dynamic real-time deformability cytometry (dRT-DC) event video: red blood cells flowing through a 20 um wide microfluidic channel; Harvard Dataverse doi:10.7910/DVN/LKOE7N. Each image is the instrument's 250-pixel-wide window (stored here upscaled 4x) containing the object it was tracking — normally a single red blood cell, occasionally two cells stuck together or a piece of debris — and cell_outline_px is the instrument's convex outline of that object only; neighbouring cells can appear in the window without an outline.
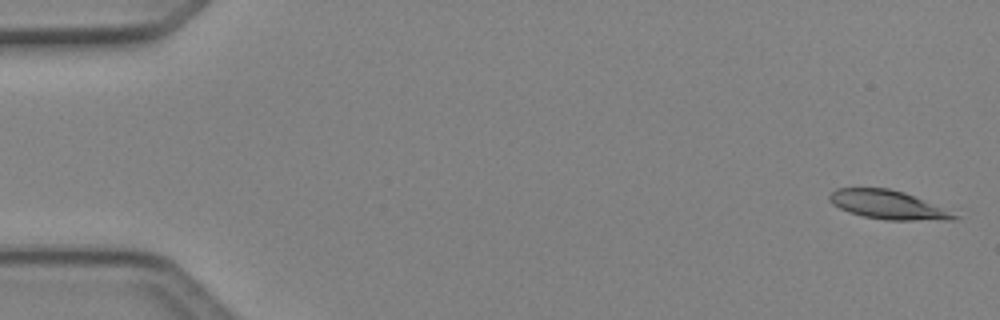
{"species": "Egyptian fruit bat (a non-hibernating species)", "species_latin": "Rousettus aegyptiacus", "temperature_condition": "cold", "stored_images_in_passage": 4, "camera_frame_rate_fps": 3000, "um_per_image_px": 0.085, "animal": {"sex": "female"}, "frame": {"image": 1, "passage_image": 1, "time_ms": 0.0, "image_size_px": [1000, 320], "cell_outline_px": [[960, 216], [956, 220], [884, 220], [864, 216], [848, 212], [832, 204], [828, 200], [828, 196], [836, 188], [888, 188], [904, 192]], "centroid_in_image_um": [75.42, 17.41], "position_along_channel_um": 9.6, "area_um2": 20.63}}
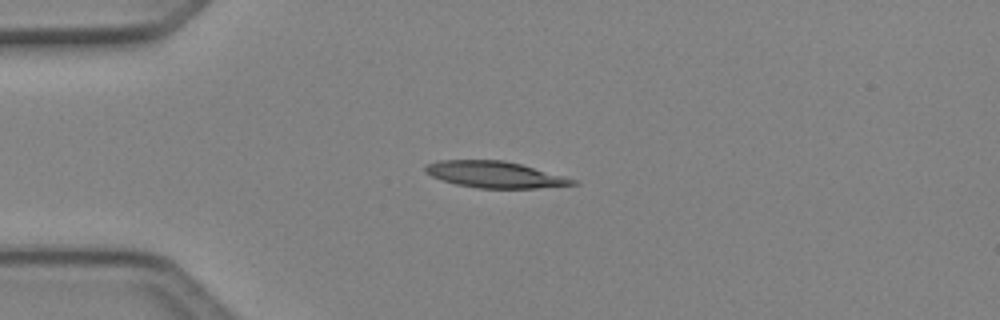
{"frame": {"image": 2, "passage_image": 4, "time_ms": 1.0, "image_size_px": [1000, 320], "cell_outline_px": [[580, 184], [536, 188], [476, 188], [456, 184], [432, 176], [424, 172], [424, 164], [436, 160], [504, 160], [520, 164], [576, 180]], "centroid_in_image_um": [42.0, 14.83], "position_along_channel_um": 43.0, "area_um2": 22.54}}